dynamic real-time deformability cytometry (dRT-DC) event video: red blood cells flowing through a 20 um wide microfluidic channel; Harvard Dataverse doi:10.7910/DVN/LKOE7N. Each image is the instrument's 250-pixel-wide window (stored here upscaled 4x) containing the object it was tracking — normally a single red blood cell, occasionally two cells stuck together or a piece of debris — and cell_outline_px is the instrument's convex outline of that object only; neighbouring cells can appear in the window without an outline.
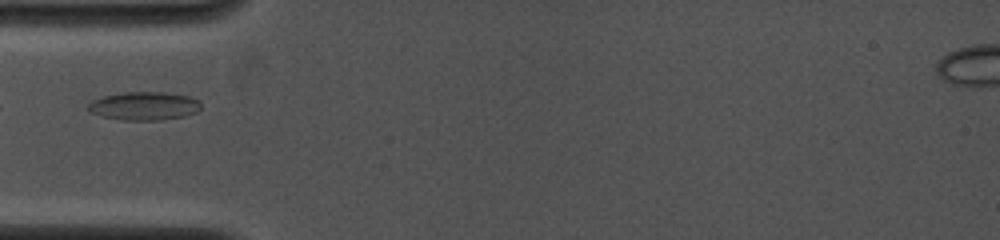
{"species": "common noctule bat (a hibernating species)", "species_latin": "Nyctalus noctula", "temperature_condition": "cold", "stored_images_in_passage": 18, "camera_frame_rate_fps": 4000, "um_per_image_px": 0.085, "animal": {"sex": "female", "body_mass_g": 19.0, "forearm_length_mm": 53.3}, "frame": {"image": 1, "passage_image": 1, "time_ms": 0.0, "image_size_px": [1000, 240], "cell_outline_px": [[200, 108], [196, 112], [184, 116], [160, 120], [124, 120], [100, 116], [92, 112], [88, 108], [88, 104], [92, 100], [104, 96], [124, 92], [164, 92], [188, 96], [200, 100]], "centroid_in_image_um": [12.26, 9.0], "position_along_channel_um": 72.7, "area_um2": 18.55}}